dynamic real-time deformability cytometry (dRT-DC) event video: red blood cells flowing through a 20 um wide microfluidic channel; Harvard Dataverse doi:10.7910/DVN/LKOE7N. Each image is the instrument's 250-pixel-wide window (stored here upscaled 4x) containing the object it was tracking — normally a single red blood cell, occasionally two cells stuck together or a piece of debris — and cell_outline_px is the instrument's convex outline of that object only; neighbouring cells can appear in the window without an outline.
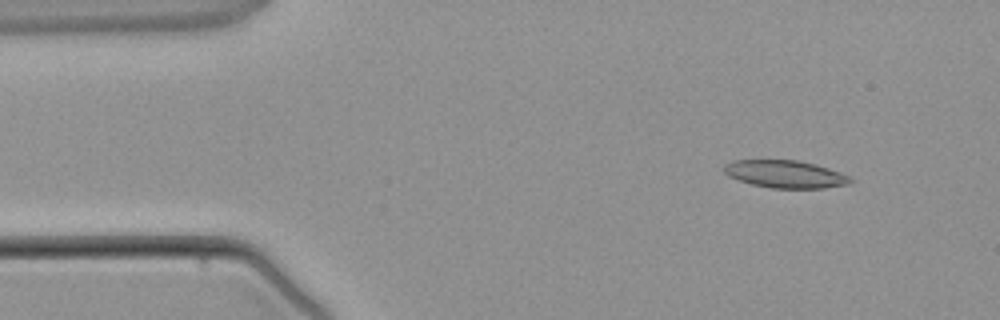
{"species": "common noctule bat (a hibernating species)", "species_latin": "Nyctalus noctula", "temperature_condition": "warm", "stored_images_in_passage": 4, "camera_frame_rate_fps": 3000, "um_per_image_px": 0.085, "animal": {"sex": "male", "body_mass_g": 21.5, "forearm_length_mm": 52.0}, "frame": {"image": 1, "passage_image": 2, "time_ms": 1.333, "image_size_px": [1000, 320], "cell_outline_px": [[852, 180], [848, 184], [824, 188], [772, 188], [752, 184], [728, 176], [724, 172], [724, 164], [732, 160], [800, 160], [816, 164], [840, 172], [848, 176]], "centroid_in_image_um": [66.73, 14.79], "position_along_channel_um": 18.3, "area_um2": 20.23}}
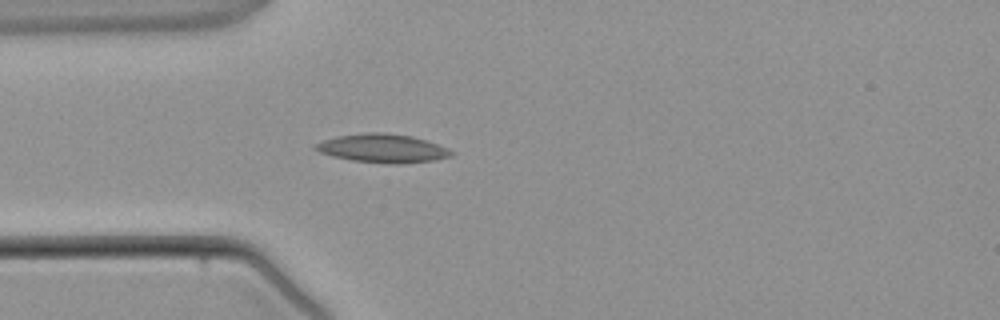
{"frame": {"image": 2, "passage_image": 4, "time_ms": 3.667, "image_size_px": [1000, 320], "cell_outline_px": [[456, 152], [452, 156], [432, 160], [400, 164], [392, 164], [352, 160], [332, 156], [320, 152], [312, 148], [316, 144], [324, 140], [336, 136], [364, 132], [384, 132], [412, 136], [428, 140], [448, 148]], "centroid_in_image_um": [32.55, 12.6], "position_along_channel_um": 52.5, "area_um2": 22.77}}